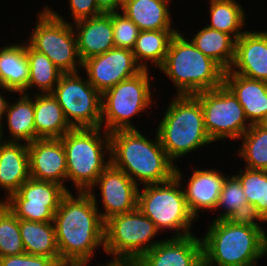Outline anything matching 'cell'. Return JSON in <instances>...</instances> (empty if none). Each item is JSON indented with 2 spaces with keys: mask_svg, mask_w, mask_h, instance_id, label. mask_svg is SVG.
I'll list each match as a JSON object with an SVG mask.
<instances>
[{
  "mask_svg": "<svg viewBox=\"0 0 267 266\" xmlns=\"http://www.w3.org/2000/svg\"><path fill=\"white\" fill-rule=\"evenodd\" d=\"M72 192L63 196L54 214L60 264L89 266L97 248L104 247L105 222L99 213L96 192Z\"/></svg>",
  "mask_w": 267,
  "mask_h": 266,
  "instance_id": "obj_1",
  "label": "cell"
},
{
  "mask_svg": "<svg viewBox=\"0 0 267 266\" xmlns=\"http://www.w3.org/2000/svg\"><path fill=\"white\" fill-rule=\"evenodd\" d=\"M201 236L207 266H258L262 259L265 228L262 221L213 220Z\"/></svg>",
  "mask_w": 267,
  "mask_h": 266,
  "instance_id": "obj_2",
  "label": "cell"
},
{
  "mask_svg": "<svg viewBox=\"0 0 267 266\" xmlns=\"http://www.w3.org/2000/svg\"><path fill=\"white\" fill-rule=\"evenodd\" d=\"M110 135L111 164L124 171L139 187L163 183L175 176V163L168 157L156 133L151 140L138 129L117 130Z\"/></svg>",
  "mask_w": 267,
  "mask_h": 266,
  "instance_id": "obj_3",
  "label": "cell"
},
{
  "mask_svg": "<svg viewBox=\"0 0 267 266\" xmlns=\"http://www.w3.org/2000/svg\"><path fill=\"white\" fill-rule=\"evenodd\" d=\"M178 31L158 68L174 83L176 95H195L223 85L225 70Z\"/></svg>",
  "mask_w": 267,
  "mask_h": 266,
  "instance_id": "obj_4",
  "label": "cell"
},
{
  "mask_svg": "<svg viewBox=\"0 0 267 266\" xmlns=\"http://www.w3.org/2000/svg\"><path fill=\"white\" fill-rule=\"evenodd\" d=\"M155 130L168 157L176 160L214 144L205 128L200 101L194 95H176Z\"/></svg>",
  "mask_w": 267,
  "mask_h": 266,
  "instance_id": "obj_5",
  "label": "cell"
},
{
  "mask_svg": "<svg viewBox=\"0 0 267 266\" xmlns=\"http://www.w3.org/2000/svg\"><path fill=\"white\" fill-rule=\"evenodd\" d=\"M60 139L66 152L68 183H74L76 192H88L111 164L109 133L101 127L78 128Z\"/></svg>",
  "mask_w": 267,
  "mask_h": 266,
  "instance_id": "obj_6",
  "label": "cell"
},
{
  "mask_svg": "<svg viewBox=\"0 0 267 266\" xmlns=\"http://www.w3.org/2000/svg\"><path fill=\"white\" fill-rule=\"evenodd\" d=\"M183 176L176 164L175 176L171 180L142 185L143 188L138 190L137 208L154 222L160 232L171 230V237L193 234L192 223L196 221L184 196L183 187L186 185H182Z\"/></svg>",
  "mask_w": 267,
  "mask_h": 266,
  "instance_id": "obj_7",
  "label": "cell"
},
{
  "mask_svg": "<svg viewBox=\"0 0 267 266\" xmlns=\"http://www.w3.org/2000/svg\"><path fill=\"white\" fill-rule=\"evenodd\" d=\"M150 70L125 79L102 94L101 128L108 133L117 130L137 129L131 119L151 109L153 89ZM152 89V91H151Z\"/></svg>",
  "mask_w": 267,
  "mask_h": 266,
  "instance_id": "obj_8",
  "label": "cell"
},
{
  "mask_svg": "<svg viewBox=\"0 0 267 266\" xmlns=\"http://www.w3.org/2000/svg\"><path fill=\"white\" fill-rule=\"evenodd\" d=\"M37 23L26 41L34 50L45 54L63 73L82 68L72 23L51 7L37 13Z\"/></svg>",
  "mask_w": 267,
  "mask_h": 266,
  "instance_id": "obj_9",
  "label": "cell"
},
{
  "mask_svg": "<svg viewBox=\"0 0 267 266\" xmlns=\"http://www.w3.org/2000/svg\"><path fill=\"white\" fill-rule=\"evenodd\" d=\"M158 234L154 222L137 208L105 221L102 249L111 258H140L162 241L154 239Z\"/></svg>",
  "mask_w": 267,
  "mask_h": 266,
  "instance_id": "obj_10",
  "label": "cell"
},
{
  "mask_svg": "<svg viewBox=\"0 0 267 266\" xmlns=\"http://www.w3.org/2000/svg\"><path fill=\"white\" fill-rule=\"evenodd\" d=\"M194 96L200 101L205 128L213 143L222 139L239 141L251 127L242 105L224 84Z\"/></svg>",
  "mask_w": 267,
  "mask_h": 266,
  "instance_id": "obj_11",
  "label": "cell"
},
{
  "mask_svg": "<svg viewBox=\"0 0 267 266\" xmlns=\"http://www.w3.org/2000/svg\"><path fill=\"white\" fill-rule=\"evenodd\" d=\"M80 72L63 73L52 95L73 129L101 127L102 95Z\"/></svg>",
  "mask_w": 267,
  "mask_h": 266,
  "instance_id": "obj_12",
  "label": "cell"
},
{
  "mask_svg": "<svg viewBox=\"0 0 267 266\" xmlns=\"http://www.w3.org/2000/svg\"><path fill=\"white\" fill-rule=\"evenodd\" d=\"M61 185L29 178L3 202L18 218L26 221L53 222L63 196Z\"/></svg>",
  "mask_w": 267,
  "mask_h": 266,
  "instance_id": "obj_13",
  "label": "cell"
},
{
  "mask_svg": "<svg viewBox=\"0 0 267 266\" xmlns=\"http://www.w3.org/2000/svg\"><path fill=\"white\" fill-rule=\"evenodd\" d=\"M88 81L102 95L121 81L140 73L132 50L114 47L109 51L87 58L82 62Z\"/></svg>",
  "mask_w": 267,
  "mask_h": 266,
  "instance_id": "obj_14",
  "label": "cell"
},
{
  "mask_svg": "<svg viewBox=\"0 0 267 266\" xmlns=\"http://www.w3.org/2000/svg\"><path fill=\"white\" fill-rule=\"evenodd\" d=\"M98 187V188H97ZM100 190L105 222L110 217L137 209L139 186L124 172L110 164L89 191Z\"/></svg>",
  "mask_w": 267,
  "mask_h": 266,
  "instance_id": "obj_15",
  "label": "cell"
},
{
  "mask_svg": "<svg viewBox=\"0 0 267 266\" xmlns=\"http://www.w3.org/2000/svg\"><path fill=\"white\" fill-rule=\"evenodd\" d=\"M28 153L30 178L54 182L71 190L66 185V152L60 138L34 140L28 143Z\"/></svg>",
  "mask_w": 267,
  "mask_h": 266,
  "instance_id": "obj_16",
  "label": "cell"
},
{
  "mask_svg": "<svg viewBox=\"0 0 267 266\" xmlns=\"http://www.w3.org/2000/svg\"><path fill=\"white\" fill-rule=\"evenodd\" d=\"M139 259L144 266H201L202 240L194 234L185 237H168Z\"/></svg>",
  "mask_w": 267,
  "mask_h": 266,
  "instance_id": "obj_17",
  "label": "cell"
},
{
  "mask_svg": "<svg viewBox=\"0 0 267 266\" xmlns=\"http://www.w3.org/2000/svg\"><path fill=\"white\" fill-rule=\"evenodd\" d=\"M232 73L267 82V30L245 32L236 40Z\"/></svg>",
  "mask_w": 267,
  "mask_h": 266,
  "instance_id": "obj_18",
  "label": "cell"
},
{
  "mask_svg": "<svg viewBox=\"0 0 267 266\" xmlns=\"http://www.w3.org/2000/svg\"><path fill=\"white\" fill-rule=\"evenodd\" d=\"M226 176L215 168L193 170L183 191L188 208L196 220L200 211L214 212Z\"/></svg>",
  "mask_w": 267,
  "mask_h": 266,
  "instance_id": "obj_19",
  "label": "cell"
},
{
  "mask_svg": "<svg viewBox=\"0 0 267 266\" xmlns=\"http://www.w3.org/2000/svg\"><path fill=\"white\" fill-rule=\"evenodd\" d=\"M223 84L234 94L242 105L248 122L267 123V82L224 72Z\"/></svg>",
  "mask_w": 267,
  "mask_h": 266,
  "instance_id": "obj_20",
  "label": "cell"
},
{
  "mask_svg": "<svg viewBox=\"0 0 267 266\" xmlns=\"http://www.w3.org/2000/svg\"><path fill=\"white\" fill-rule=\"evenodd\" d=\"M72 26L82 62L115 47L111 13H102L92 18L82 19L74 22Z\"/></svg>",
  "mask_w": 267,
  "mask_h": 266,
  "instance_id": "obj_21",
  "label": "cell"
},
{
  "mask_svg": "<svg viewBox=\"0 0 267 266\" xmlns=\"http://www.w3.org/2000/svg\"><path fill=\"white\" fill-rule=\"evenodd\" d=\"M30 178L28 144L1 141L0 144V189L6 200Z\"/></svg>",
  "mask_w": 267,
  "mask_h": 266,
  "instance_id": "obj_22",
  "label": "cell"
},
{
  "mask_svg": "<svg viewBox=\"0 0 267 266\" xmlns=\"http://www.w3.org/2000/svg\"><path fill=\"white\" fill-rule=\"evenodd\" d=\"M34 126L36 140L61 138L73 129L52 93L34 92Z\"/></svg>",
  "mask_w": 267,
  "mask_h": 266,
  "instance_id": "obj_23",
  "label": "cell"
},
{
  "mask_svg": "<svg viewBox=\"0 0 267 266\" xmlns=\"http://www.w3.org/2000/svg\"><path fill=\"white\" fill-rule=\"evenodd\" d=\"M169 8L162 0H124L121 12L141 31L179 30L174 29Z\"/></svg>",
  "mask_w": 267,
  "mask_h": 266,
  "instance_id": "obj_24",
  "label": "cell"
},
{
  "mask_svg": "<svg viewBox=\"0 0 267 266\" xmlns=\"http://www.w3.org/2000/svg\"><path fill=\"white\" fill-rule=\"evenodd\" d=\"M29 62L26 57V41L0 47V85L23 92L28 85Z\"/></svg>",
  "mask_w": 267,
  "mask_h": 266,
  "instance_id": "obj_25",
  "label": "cell"
},
{
  "mask_svg": "<svg viewBox=\"0 0 267 266\" xmlns=\"http://www.w3.org/2000/svg\"><path fill=\"white\" fill-rule=\"evenodd\" d=\"M19 98L9 102L4 118L6 119L9 136L4 141L31 143L36 140L34 126V93H18ZM33 97V98H32Z\"/></svg>",
  "mask_w": 267,
  "mask_h": 266,
  "instance_id": "obj_26",
  "label": "cell"
},
{
  "mask_svg": "<svg viewBox=\"0 0 267 266\" xmlns=\"http://www.w3.org/2000/svg\"><path fill=\"white\" fill-rule=\"evenodd\" d=\"M19 229L25 253L52 258L60 265L54 222L19 219Z\"/></svg>",
  "mask_w": 267,
  "mask_h": 266,
  "instance_id": "obj_27",
  "label": "cell"
},
{
  "mask_svg": "<svg viewBox=\"0 0 267 266\" xmlns=\"http://www.w3.org/2000/svg\"><path fill=\"white\" fill-rule=\"evenodd\" d=\"M196 31L198 32L190 39L196 48L212 58L225 71L229 70L235 58L236 39L208 26Z\"/></svg>",
  "mask_w": 267,
  "mask_h": 266,
  "instance_id": "obj_28",
  "label": "cell"
},
{
  "mask_svg": "<svg viewBox=\"0 0 267 266\" xmlns=\"http://www.w3.org/2000/svg\"><path fill=\"white\" fill-rule=\"evenodd\" d=\"M179 30H149L140 31L132 49L137 63L142 69L149 70L151 65L159 68L168 52L172 37ZM151 63L149 66L148 63Z\"/></svg>",
  "mask_w": 267,
  "mask_h": 266,
  "instance_id": "obj_29",
  "label": "cell"
},
{
  "mask_svg": "<svg viewBox=\"0 0 267 266\" xmlns=\"http://www.w3.org/2000/svg\"><path fill=\"white\" fill-rule=\"evenodd\" d=\"M26 57L29 62V79L22 93L33 94L34 88H37L36 94L52 93L63 72L45 54L34 50L27 42Z\"/></svg>",
  "mask_w": 267,
  "mask_h": 266,
  "instance_id": "obj_30",
  "label": "cell"
},
{
  "mask_svg": "<svg viewBox=\"0 0 267 266\" xmlns=\"http://www.w3.org/2000/svg\"><path fill=\"white\" fill-rule=\"evenodd\" d=\"M210 24L206 26L232 35L236 40L245 32V8L237 0H209ZM246 16V17H245ZM245 21V22H244Z\"/></svg>",
  "mask_w": 267,
  "mask_h": 266,
  "instance_id": "obj_31",
  "label": "cell"
},
{
  "mask_svg": "<svg viewBox=\"0 0 267 266\" xmlns=\"http://www.w3.org/2000/svg\"><path fill=\"white\" fill-rule=\"evenodd\" d=\"M223 210V211H221ZM215 212L214 220H250L252 209L247 202L246 195L239 179L234 175H227L222 185L221 194Z\"/></svg>",
  "mask_w": 267,
  "mask_h": 266,
  "instance_id": "obj_32",
  "label": "cell"
},
{
  "mask_svg": "<svg viewBox=\"0 0 267 266\" xmlns=\"http://www.w3.org/2000/svg\"><path fill=\"white\" fill-rule=\"evenodd\" d=\"M239 173V174H238ZM234 174L243 187L247 202L252 209V218L267 222V171L239 168Z\"/></svg>",
  "mask_w": 267,
  "mask_h": 266,
  "instance_id": "obj_33",
  "label": "cell"
},
{
  "mask_svg": "<svg viewBox=\"0 0 267 266\" xmlns=\"http://www.w3.org/2000/svg\"><path fill=\"white\" fill-rule=\"evenodd\" d=\"M239 140L241 146L235 152L244 160V167L267 171V123L252 124Z\"/></svg>",
  "mask_w": 267,
  "mask_h": 266,
  "instance_id": "obj_34",
  "label": "cell"
},
{
  "mask_svg": "<svg viewBox=\"0 0 267 266\" xmlns=\"http://www.w3.org/2000/svg\"><path fill=\"white\" fill-rule=\"evenodd\" d=\"M25 253L19 229V219L0 202V257Z\"/></svg>",
  "mask_w": 267,
  "mask_h": 266,
  "instance_id": "obj_35",
  "label": "cell"
},
{
  "mask_svg": "<svg viewBox=\"0 0 267 266\" xmlns=\"http://www.w3.org/2000/svg\"><path fill=\"white\" fill-rule=\"evenodd\" d=\"M114 46L132 50L140 29L123 12H111Z\"/></svg>",
  "mask_w": 267,
  "mask_h": 266,
  "instance_id": "obj_36",
  "label": "cell"
},
{
  "mask_svg": "<svg viewBox=\"0 0 267 266\" xmlns=\"http://www.w3.org/2000/svg\"><path fill=\"white\" fill-rule=\"evenodd\" d=\"M52 259L45 256L22 253L19 255L0 257V266H57Z\"/></svg>",
  "mask_w": 267,
  "mask_h": 266,
  "instance_id": "obj_37",
  "label": "cell"
},
{
  "mask_svg": "<svg viewBox=\"0 0 267 266\" xmlns=\"http://www.w3.org/2000/svg\"><path fill=\"white\" fill-rule=\"evenodd\" d=\"M70 14L73 18L74 23L76 21L92 18L94 16H98L102 14V12L98 9L96 0H68Z\"/></svg>",
  "mask_w": 267,
  "mask_h": 266,
  "instance_id": "obj_38",
  "label": "cell"
},
{
  "mask_svg": "<svg viewBox=\"0 0 267 266\" xmlns=\"http://www.w3.org/2000/svg\"><path fill=\"white\" fill-rule=\"evenodd\" d=\"M3 91L8 92V93L12 92V93L16 94L13 90L5 88L4 86L0 85V136L2 138L5 137L4 132H3L5 129V127H3V124H4V126L6 125L5 122L3 121L4 115H5V112L7 110L8 104L10 102L7 100V97L5 95H3L4 94ZM1 92H2V94H1Z\"/></svg>",
  "mask_w": 267,
  "mask_h": 266,
  "instance_id": "obj_39",
  "label": "cell"
},
{
  "mask_svg": "<svg viewBox=\"0 0 267 266\" xmlns=\"http://www.w3.org/2000/svg\"><path fill=\"white\" fill-rule=\"evenodd\" d=\"M124 0H96L98 9L102 13L121 11Z\"/></svg>",
  "mask_w": 267,
  "mask_h": 266,
  "instance_id": "obj_40",
  "label": "cell"
},
{
  "mask_svg": "<svg viewBox=\"0 0 267 266\" xmlns=\"http://www.w3.org/2000/svg\"><path fill=\"white\" fill-rule=\"evenodd\" d=\"M97 266H144L139 258H111L105 265Z\"/></svg>",
  "mask_w": 267,
  "mask_h": 266,
  "instance_id": "obj_41",
  "label": "cell"
},
{
  "mask_svg": "<svg viewBox=\"0 0 267 266\" xmlns=\"http://www.w3.org/2000/svg\"><path fill=\"white\" fill-rule=\"evenodd\" d=\"M264 256H267V232H265L264 242L262 247V258H264Z\"/></svg>",
  "mask_w": 267,
  "mask_h": 266,
  "instance_id": "obj_42",
  "label": "cell"
},
{
  "mask_svg": "<svg viewBox=\"0 0 267 266\" xmlns=\"http://www.w3.org/2000/svg\"><path fill=\"white\" fill-rule=\"evenodd\" d=\"M57 266H85V265H82V264H68V263H63V264H60V265H57Z\"/></svg>",
  "mask_w": 267,
  "mask_h": 266,
  "instance_id": "obj_43",
  "label": "cell"
},
{
  "mask_svg": "<svg viewBox=\"0 0 267 266\" xmlns=\"http://www.w3.org/2000/svg\"><path fill=\"white\" fill-rule=\"evenodd\" d=\"M163 2H165V3H167L168 5H170L169 3L172 1H174V0H162Z\"/></svg>",
  "mask_w": 267,
  "mask_h": 266,
  "instance_id": "obj_44",
  "label": "cell"
}]
</instances>
